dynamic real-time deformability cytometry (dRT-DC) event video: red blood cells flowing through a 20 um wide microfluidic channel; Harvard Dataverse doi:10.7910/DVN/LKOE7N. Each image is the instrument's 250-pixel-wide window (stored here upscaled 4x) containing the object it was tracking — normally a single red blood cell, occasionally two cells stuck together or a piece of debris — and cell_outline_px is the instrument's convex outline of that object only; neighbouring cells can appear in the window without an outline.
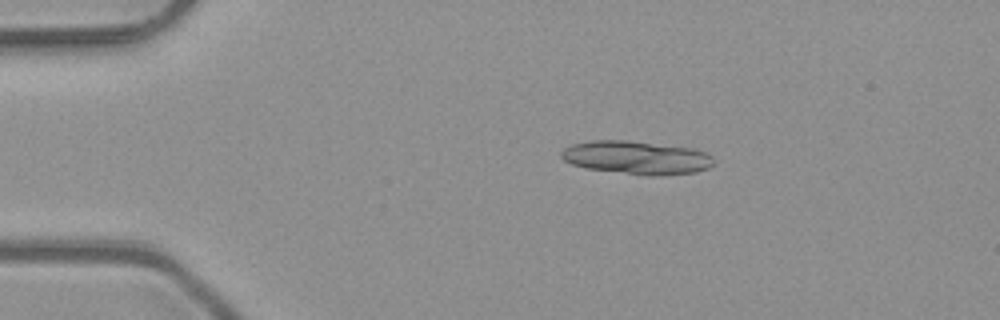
{"species": "common noctule bat (a hibernating species)", "species_latin": "Nyctalus noctula", "temperature_condition": "room temperature", "stored_images_in_passage": 33, "camera_frame_rate_fps": 3000, "um_per_image_px": 0.085, "animal": {"sex": "male", "body_mass_g": 23.1, "forearm_length_mm": 52.7}, "frame": {"image": 1, "passage_image": 10, "time_ms": 3.0, "image_size_px": [1000, 320], "cell_outline_px": [[712, 164], [708, 168], [696, 172], [656, 176], [648, 176], [584, 168], [572, 164], [564, 160], [560, 156], [560, 152], [564, 148], [572, 144], [592, 140], [628, 140], [696, 148], [708, 152], [712, 156]], "centroid_in_image_um": [54.11, 13.39], "position_along_channel_um": 30.9, "area_um2": 29.94}}